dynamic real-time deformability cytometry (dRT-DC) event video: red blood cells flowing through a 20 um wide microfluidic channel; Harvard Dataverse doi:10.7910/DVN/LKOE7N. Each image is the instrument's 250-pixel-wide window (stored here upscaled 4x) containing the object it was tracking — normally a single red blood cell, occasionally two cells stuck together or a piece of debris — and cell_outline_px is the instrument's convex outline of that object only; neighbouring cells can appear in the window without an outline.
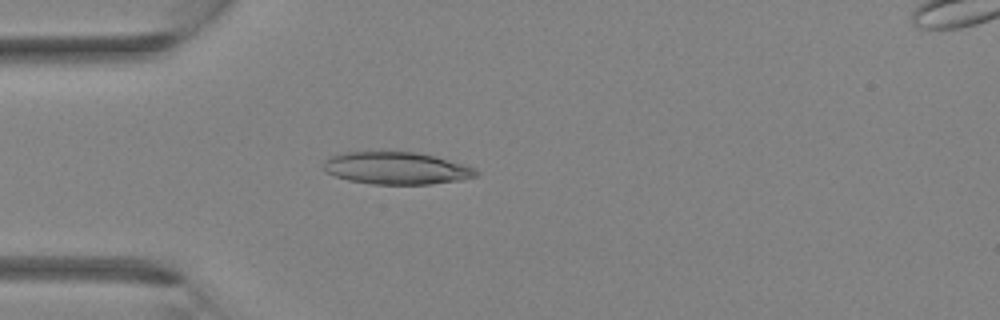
{"species": "Egyptian fruit bat (a non-hibernating species)", "species_latin": "Rousettus aegyptiacus", "temperature_condition": "room temperature", "stored_images_in_passage": 3, "camera_frame_rate_fps": 3000, "um_per_image_px": 0.085, "animal": {"sex": "female"}, "frame": {"image": 1, "passage_image": 3, "time_ms": 2.333, "image_size_px": [1000, 320], "cell_outline_px": [[480, 176], [464, 180], [432, 184], [372, 184], [348, 180], [324, 172], [324, 160], [332, 156], [344, 152], [416, 152], [436, 156], [464, 164], [476, 168], [480, 172]], "centroid_in_image_um": [33.77, 14.3], "position_along_channel_um": 51.2, "area_um2": 29.02}}